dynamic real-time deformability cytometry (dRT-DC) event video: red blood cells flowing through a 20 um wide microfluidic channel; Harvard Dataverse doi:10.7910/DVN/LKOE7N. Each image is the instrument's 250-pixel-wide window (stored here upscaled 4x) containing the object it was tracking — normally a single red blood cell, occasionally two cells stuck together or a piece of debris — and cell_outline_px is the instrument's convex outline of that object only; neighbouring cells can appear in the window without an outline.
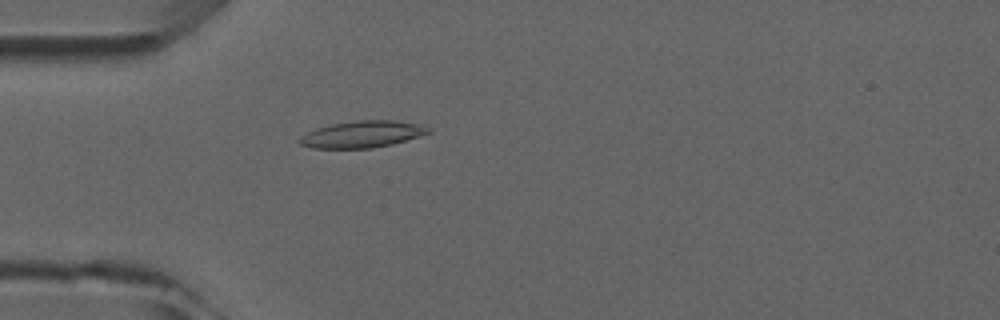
{"species": "common noctule bat (a hibernating species)", "species_latin": "Nyctalus noctula", "temperature_condition": "room temperature", "stored_images_in_passage": 3, "camera_frame_rate_fps": 3000, "um_per_image_px": 0.085, "animal": {"sex": "male", "forearm_length_mm": 52.5}, "frame": {"image": 1, "passage_image": 3, "time_ms": 2.0, "image_size_px": [1000, 320], "cell_outline_px": [[432, 132], [420, 136], [392, 144], [372, 148], [312, 148], [300, 144], [296, 140], [300, 136], [316, 128], [332, 124], [352, 120], [392, 120], [416, 124], [432, 128]], "centroid_in_image_um": [30.77, 11.41], "position_along_channel_um": 54.2, "area_um2": 20.11}}